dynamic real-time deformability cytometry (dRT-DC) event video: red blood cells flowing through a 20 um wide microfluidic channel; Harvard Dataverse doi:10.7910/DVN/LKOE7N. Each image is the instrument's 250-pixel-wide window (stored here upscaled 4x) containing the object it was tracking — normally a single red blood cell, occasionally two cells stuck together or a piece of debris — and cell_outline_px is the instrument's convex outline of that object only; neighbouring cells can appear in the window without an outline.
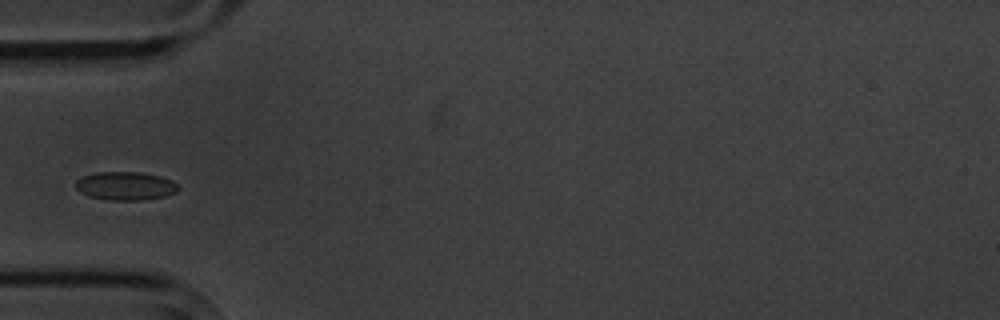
{"species": "common noctule bat (a hibernating species)", "species_latin": "Nyctalus noctula", "temperature_condition": "cold", "stored_images_in_passage": 9, "camera_frame_rate_fps": 3000, "um_per_image_px": 0.085, "animal": {"sex": "male", "body_mass_g": 20.1, "forearm_length_mm": 53.5}, "frame": {"image": 1, "passage_image": 3, "time_ms": 2.667, "image_size_px": [1000, 320], "cell_outline_px": [[180, 188], [176, 192], [164, 196], [140, 200], [108, 200], [88, 196], [80, 192], [76, 188], [76, 180], [84, 176], [96, 172], [140, 172], [160, 176], [172, 180]], "centroid_in_image_um": [10.66, 15.8], "position_along_channel_um": 74.3, "area_um2": 16.94}}
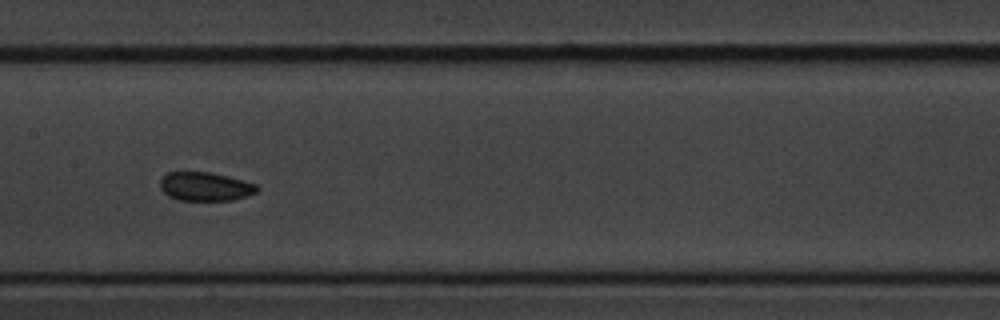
{"frame": {"image": 2, "passage_image": 6, "time_ms": 6.0, "image_size_px": [1000, 320], "cell_outline_px": [[260, 188], [256, 192], [232, 200], [180, 200], [168, 196], [160, 188], [160, 180], [168, 172], [212, 172], [244, 180], [256, 184]], "centroid_in_image_um": [17.44, 15.84], "position_along_channel_um": 190.0, "area_um2": 16.18}}
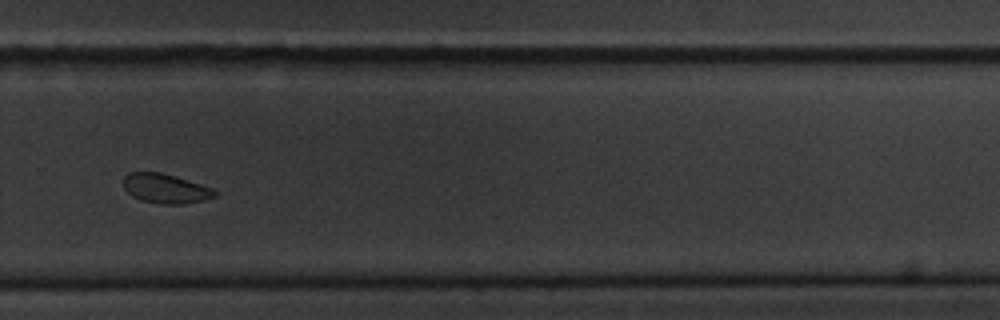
{"frame": {"image": 3, "passage_image": 9, "time_ms": 9.667, "image_size_px": [1000, 320], "cell_outline_px": [[216, 196], [184, 204], [160, 204], [140, 200], [132, 196], [124, 188], [124, 176], [128, 172], [160, 172], [200, 184], [212, 188], [216, 192]], "centroid_in_image_um": [14.02, 16.03], "position_along_channel_um": 315.8, "area_um2": 15.49}}